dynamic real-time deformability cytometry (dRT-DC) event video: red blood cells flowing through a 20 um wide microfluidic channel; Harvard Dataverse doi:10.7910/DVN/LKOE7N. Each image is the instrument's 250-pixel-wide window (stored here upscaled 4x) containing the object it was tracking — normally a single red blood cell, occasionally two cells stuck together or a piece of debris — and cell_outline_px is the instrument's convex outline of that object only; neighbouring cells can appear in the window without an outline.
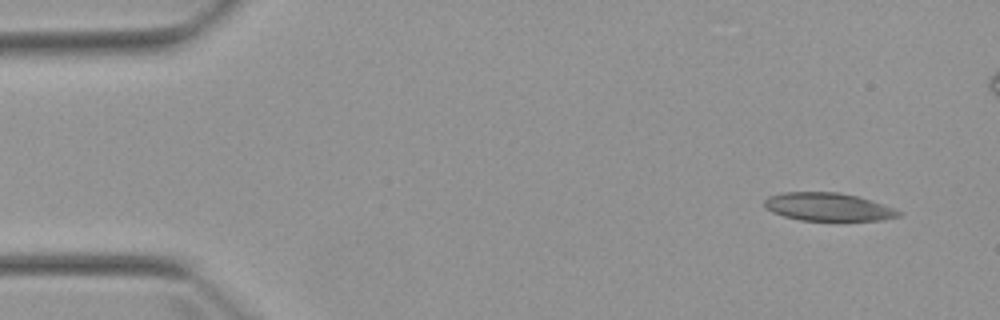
{"species": "Egyptian fruit bat (a non-hibernating species)", "species_latin": "Rousettus aegyptiacus", "temperature_condition": "warm", "stored_images_in_passage": 5, "camera_frame_rate_fps": 3000, "um_per_image_px": 0.085, "animal": {"sex": "female"}, "frame": {"image": 1, "passage_image": 1, "time_ms": 0.0, "image_size_px": [1000, 320], "cell_outline_px": [[904, 212], [900, 216], [880, 220], [800, 220], [784, 216], [772, 212], [764, 208], [764, 200], [768, 196], [784, 192], [836, 192], [856, 196], [896, 208]], "centroid_in_image_um": [70.38, 17.58], "position_along_channel_um": 14.6, "area_um2": 21.91}}
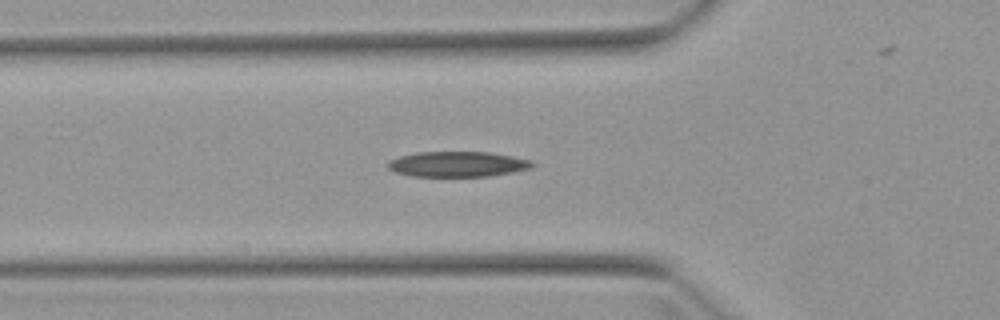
{"frame": {"image": 2, "passage_image": 4, "time_ms": 4.667, "image_size_px": [1000, 320], "cell_outline_px": [[536, 164], [532, 168], [512, 172], [488, 176], [412, 176], [396, 172], [388, 168], [388, 160], [400, 156], [416, 152], [488, 152], [512, 156], [532, 160]], "centroid_in_image_um": [38.91, 13.95], "position_along_channel_um": 86.9, "area_um2": 21.33}}